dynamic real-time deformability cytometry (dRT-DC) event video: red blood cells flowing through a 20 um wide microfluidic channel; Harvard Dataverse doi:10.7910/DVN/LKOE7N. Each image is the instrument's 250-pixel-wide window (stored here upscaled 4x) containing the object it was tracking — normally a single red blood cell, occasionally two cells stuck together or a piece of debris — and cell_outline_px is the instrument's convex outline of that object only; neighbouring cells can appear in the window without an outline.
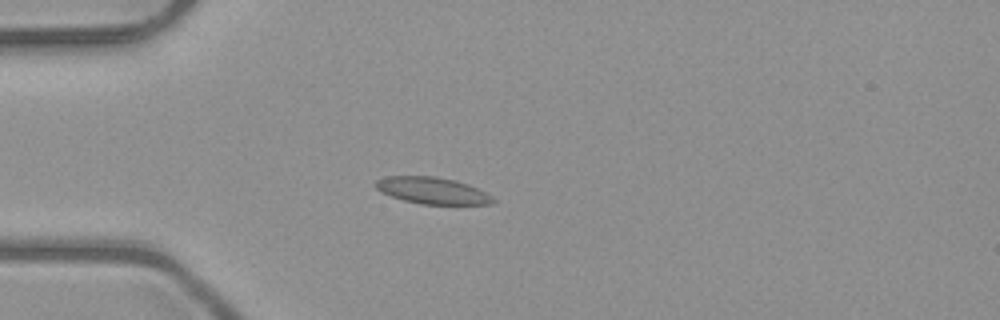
{"species": "common noctule bat (a hibernating species)", "species_latin": "Nyctalus noctula", "temperature_condition": "room temperature", "stored_images_in_passage": 38, "camera_frame_rate_fps": 3000, "um_per_image_px": 0.085, "animal": {"sex": "male", "body_mass_g": 23.1, "forearm_length_mm": 52.7}, "frame": {"image": 1, "passage_image": 1, "time_ms": 0.0, "image_size_px": [1000, 320], "cell_outline_px": [[496, 200], [492, 204], [420, 204], [404, 200], [380, 192], [376, 188], [376, 180], [384, 176], [436, 176], [456, 180], [468, 184], [492, 196]], "centroid_in_image_um": [36.74, 16.19], "position_along_channel_um": 48.3, "area_um2": 18.21}}
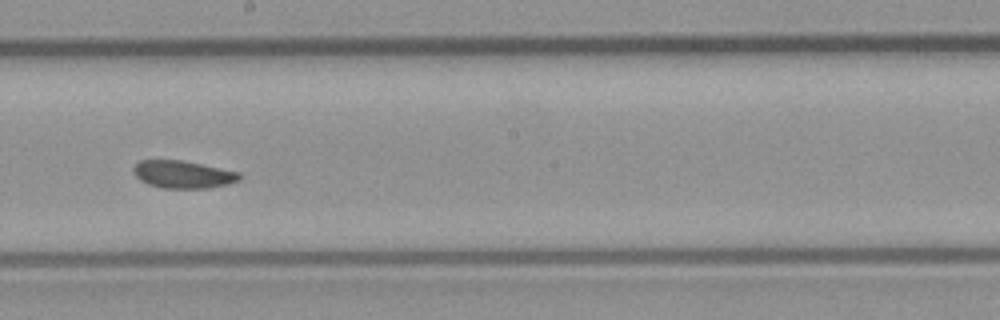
{"frame": {"image": 2, "passage_image": 16, "time_ms": 5.0, "image_size_px": [1000, 320], "cell_outline_px": [[240, 180], [228, 184], [208, 188], [160, 188], [148, 184], [140, 180], [132, 172], [132, 168], [140, 160], [180, 160], [240, 172]], "centroid_in_image_um": [15.53, 14.83], "position_along_channel_um": 232.7, "area_um2": 16.99}}
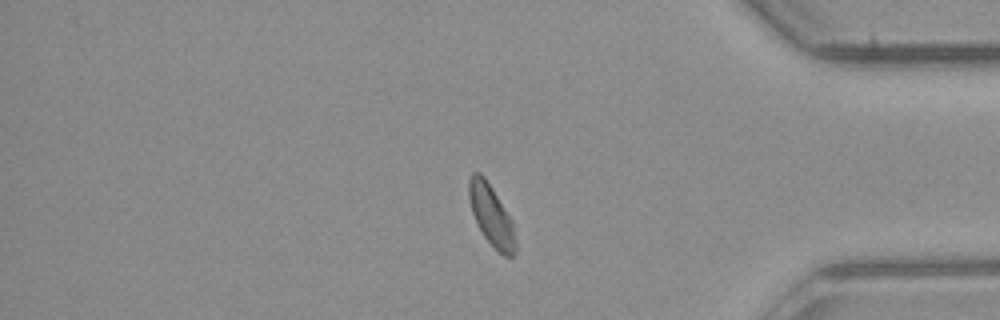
{"frame": {"image": 3, "passage_image": 30, "time_ms": 9.667, "image_size_px": [1000, 320], "cell_outline_px": [[516, 252], [512, 256], [504, 256], [484, 236], [472, 212], [468, 196], [468, 180], [472, 172], [480, 172], [484, 176], [492, 188], [512, 220], [516, 240]], "centroid_in_image_um": [41.76, 18.27], "position_along_channel_um": 393.4, "area_um2": 16.3}, "authors_computed_cell_mechanics": {"area_um2": 17.1088, "velocity_mm_per_s": 3.9965, "shape_relaxation_time_tau1_ms": null, "shape_relaxation_time_tau2_ms": 1.8209, "deformation_change_tau1": null, "deformation_change_tau2": 0.0497}}